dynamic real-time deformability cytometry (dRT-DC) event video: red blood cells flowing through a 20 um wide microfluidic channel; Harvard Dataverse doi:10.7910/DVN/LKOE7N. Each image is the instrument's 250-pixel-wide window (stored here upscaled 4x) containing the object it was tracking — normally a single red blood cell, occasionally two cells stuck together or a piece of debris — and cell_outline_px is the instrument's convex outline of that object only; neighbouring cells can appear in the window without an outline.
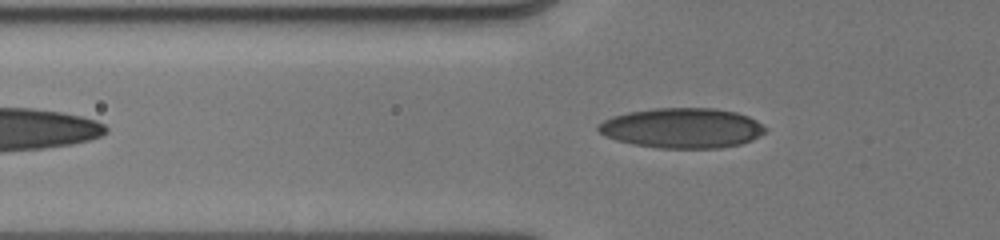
{"species": "human", "species_latin": "Homo sapiens", "temperature_condition": "cold", "stored_images_in_passage": 28, "camera_frame_rate_fps": 3000, "um_per_image_px": 0.085, "donor": {"sex": "male"}, "frame": {"image": 1, "passage_image": 7, "time_ms": 2.333, "image_size_px": [1000, 240], "cell_outline_px": [[768, 128], [764, 132], [752, 140], [740, 144], [720, 148], [656, 148], [632, 144], [616, 140], [604, 136], [596, 128], [596, 124], [612, 116], [628, 112], [652, 108], [716, 108], [736, 112], [748, 116], [756, 120]], "centroid_in_image_um": [57.96, 10.88], "position_along_channel_um": 67.8, "area_um2": 39.3}}
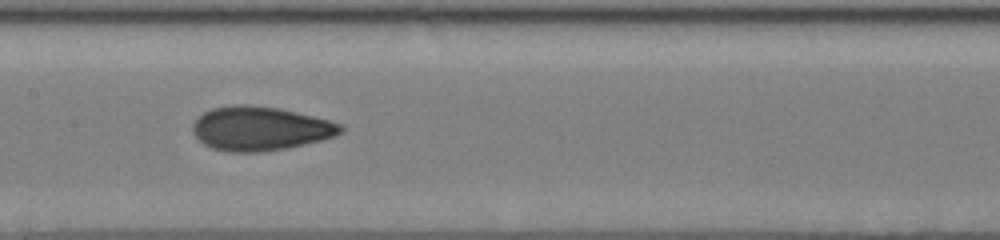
{"frame": {"image": 2, "passage_image": 15, "time_ms": 5.333, "image_size_px": [1000, 240], "cell_outline_px": [[344, 132], [336, 136], [288, 148], [256, 152], [228, 152], [212, 148], [204, 144], [192, 132], [192, 124], [204, 112], [212, 108], [236, 104], [248, 104], [280, 108], [344, 124]], "centroid_in_image_um": [22.13, 10.92], "position_along_channel_um": 185.3, "area_um2": 38.03}}
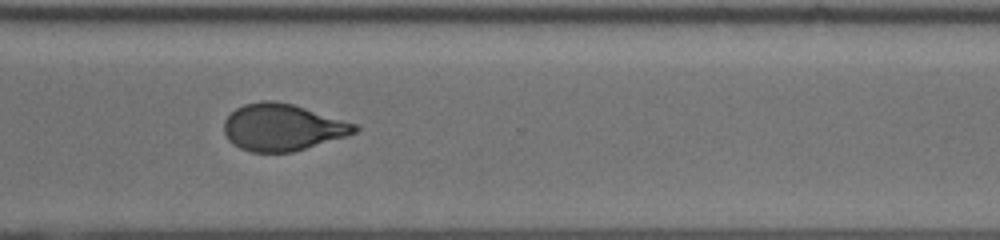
{"frame": {"image": 3, "passage_image": 27, "time_ms": 9.333, "image_size_px": [1000, 240], "cell_outline_px": [[360, 128], [356, 132], [348, 136], [292, 152], [252, 152], [240, 148], [232, 144], [228, 140], [224, 132], [224, 120], [236, 108], [244, 104], [264, 100], [272, 100], [292, 104], [356, 124]], "centroid_in_image_um": [23.99, 10.83], "position_along_channel_um": 346.6, "area_um2": 35.55}}